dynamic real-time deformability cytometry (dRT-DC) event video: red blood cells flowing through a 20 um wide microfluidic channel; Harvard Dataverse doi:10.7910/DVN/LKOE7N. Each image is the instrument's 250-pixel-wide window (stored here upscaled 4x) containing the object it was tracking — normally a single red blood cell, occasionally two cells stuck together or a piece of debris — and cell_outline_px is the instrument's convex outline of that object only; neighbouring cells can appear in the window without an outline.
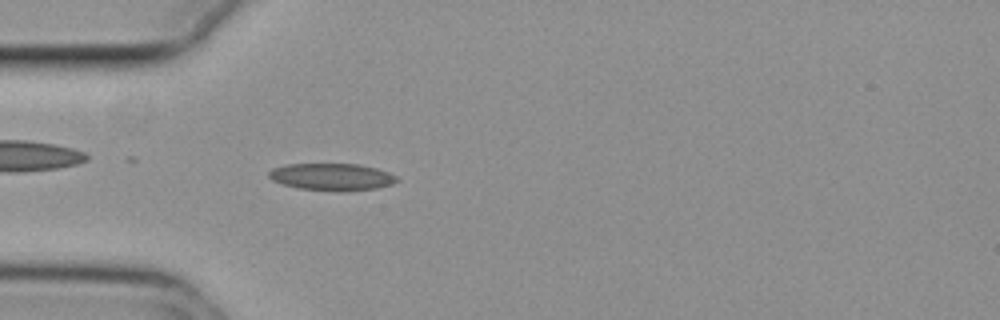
{"species": "common noctule bat (a hibernating species)", "species_latin": "Nyctalus noctula", "temperature_condition": "cold", "stored_images_in_passage": 54, "camera_frame_rate_fps": 3000, "um_per_image_px": 0.085, "animal": {"sex": "female", "body_mass_g": 29.2, "forearm_length_mm": 56.3}, "frame": {"image": 1, "passage_image": 15, "time_ms": 4.667, "image_size_px": [1000, 320], "cell_outline_px": [[400, 180], [392, 184], [376, 188], [348, 192], [336, 192], [300, 188], [284, 184], [272, 180], [268, 176], [268, 172], [272, 168], [284, 164], [356, 164], [376, 168], [388, 172], [396, 176]], "centroid_in_image_um": [28.21, 15.04], "position_along_channel_um": 56.8, "area_um2": 20.4}}
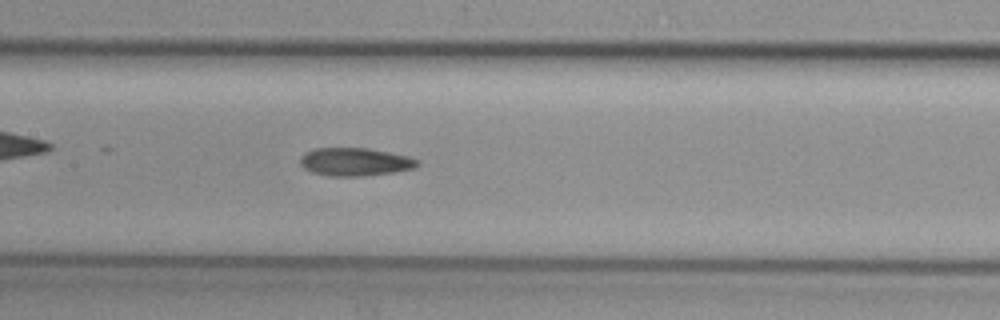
{"frame": {"image": 2, "passage_image": 25, "time_ms": 8.0, "image_size_px": [1000, 320], "cell_outline_px": [[420, 164], [416, 168], [392, 172], [364, 176], [328, 176], [312, 172], [304, 168], [300, 164], [300, 156], [304, 152], [316, 148], [368, 148], [408, 156], [420, 160]], "centroid_in_image_um": [30.18, 13.76], "position_along_channel_um": 177.2, "area_um2": 19.31}}
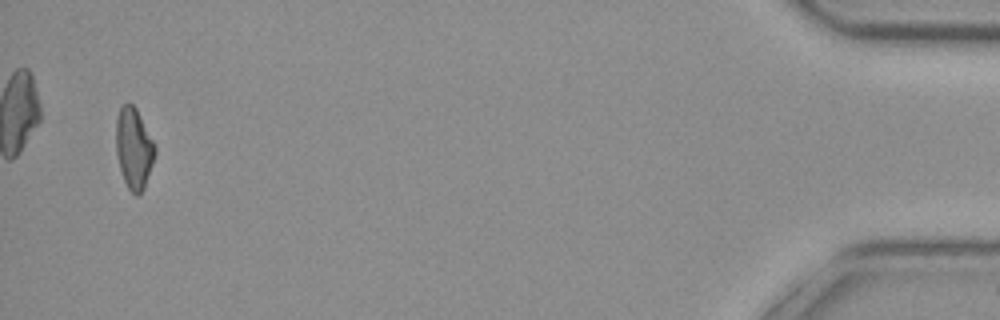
{"frame": {"image": 3, "passage_image": 52, "time_ms": 17.0, "image_size_px": [1000, 320], "cell_outline_px": [[156, 152], [144, 188], [140, 196], [136, 196], [128, 188], [124, 180], [120, 168], [116, 152], [116, 120], [120, 108], [124, 104], [132, 104], [136, 108], [156, 148]], "centroid_in_image_um": [11.37, 12.64], "position_along_channel_um": 423.8, "area_um2": 18.09}, "authors_computed_cell_mechanics": {"area_um2": 19.074, "velocity_mm_per_s": 3.7444, "shape_relaxation_time_tau1_ms": null, "shape_relaxation_time_tau2_ms": 5.5944, "deformation_change_tau1": null, "deformation_change_tau2": 0.1274}}